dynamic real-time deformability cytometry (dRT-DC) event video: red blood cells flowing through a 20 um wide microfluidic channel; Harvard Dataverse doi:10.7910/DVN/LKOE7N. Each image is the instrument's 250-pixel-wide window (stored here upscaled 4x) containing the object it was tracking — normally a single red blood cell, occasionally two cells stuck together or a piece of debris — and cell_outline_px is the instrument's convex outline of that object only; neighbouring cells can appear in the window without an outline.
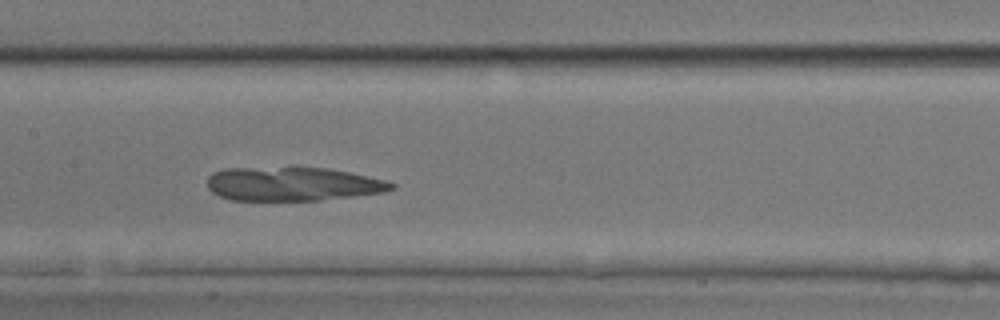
{"species": "common noctule bat (a hibernating species)", "species_latin": "Nyctalus noctula", "temperature_condition": "room temperature", "stored_images_in_passage": 45, "camera_frame_rate_fps": 3000, "um_per_image_px": 0.085, "animal": {"sex": "male", "body_mass_g": 17.9, "forearm_length_mm": 54.2}, "frame": {"image": 1, "passage_image": 21, "time_ms": 6.667, "image_size_px": [1000, 320], "cell_outline_px": [[396, 188], [384, 192], [320, 200], [232, 200], [220, 196], [212, 192], [208, 188], [208, 176], [212, 172], [224, 168], [292, 164], [296, 164], [328, 168], [348, 172], [384, 180], [396, 184]], "centroid_in_image_um": [24.82, 15.58], "position_along_channel_um": 182.6, "area_um2": 37.57}}
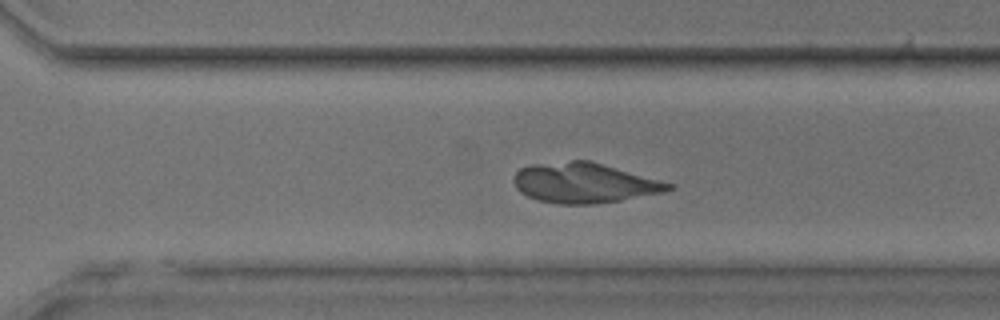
{"frame": {"image": 2, "passage_image": 31, "time_ms": 10.0, "image_size_px": [1000, 320], "cell_outline_px": [[676, 188], [660, 192], [620, 200], [596, 204], [556, 204], [536, 200], [520, 192], [516, 188], [512, 180], [516, 172], [520, 168], [532, 164], [572, 160], [588, 160], [676, 184]], "centroid_in_image_um": [49.63, 15.55], "position_along_channel_um": 321.0, "area_um2": 36.18}}
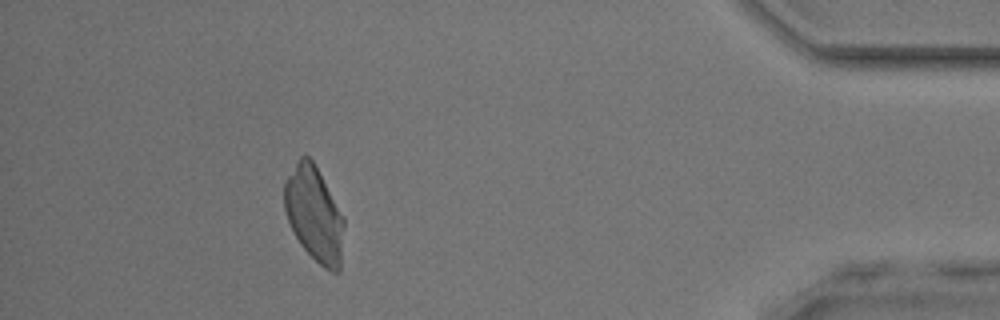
{"frame": {"image": 3, "passage_image": 41, "time_ms": 13.333, "image_size_px": [1000, 320], "cell_outline_px": [[344, 228], [340, 272], [332, 272], [324, 268], [300, 244], [288, 220], [284, 208], [284, 180], [300, 156], [308, 156], [312, 160], [344, 216]], "centroid_in_image_um": [26.71, 18.21], "position_along_channel_um": 408.5, "area_um2": 32.77}}